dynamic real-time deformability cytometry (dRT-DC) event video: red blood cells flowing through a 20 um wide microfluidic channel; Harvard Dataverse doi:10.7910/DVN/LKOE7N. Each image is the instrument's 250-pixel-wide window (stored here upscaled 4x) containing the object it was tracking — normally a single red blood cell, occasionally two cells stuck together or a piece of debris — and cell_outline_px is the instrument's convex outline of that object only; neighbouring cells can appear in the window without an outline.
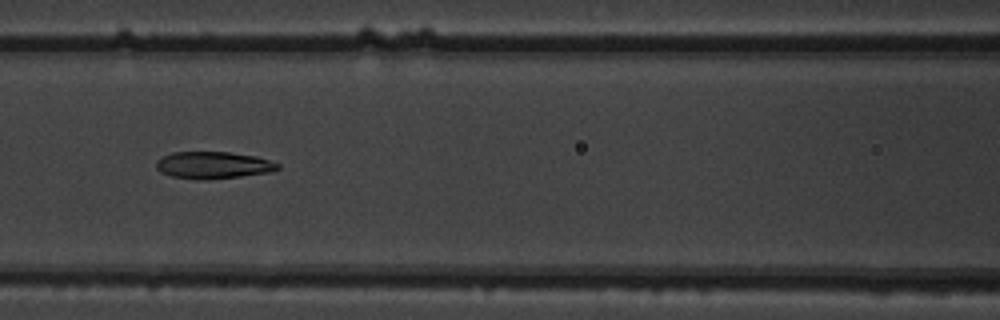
{"species": "common noctule bat (a hibernating species)", "species_latin": "Nyctalus noctula", "temperature_condition": "warm", "stored_images_in_passage": 53, "camera_frame_rate_fps": 3000, "um_per_image_px": 0.085, "animal": {"sex": "male", "body_mass_g": 19.5, "forearm_length_mm": 54.6}, "frame": {"image": 1, "passage_image": 24, "time_ms": 7.667, "image_size_px": [1000, 320], "cell_outline_px": [[280, 168], [272, 172], [240, 176], [200, 180], [196, 180], [172, 176], [160, 172], [156, 168], [156, 160], [160, 156], [172, 152], [228, 152], [256, 156], [280, 164]], "centroid_in_image_um": [18.09, 14.03], "position_along_channel_um": 148.5, "area_um2": 19.25}}
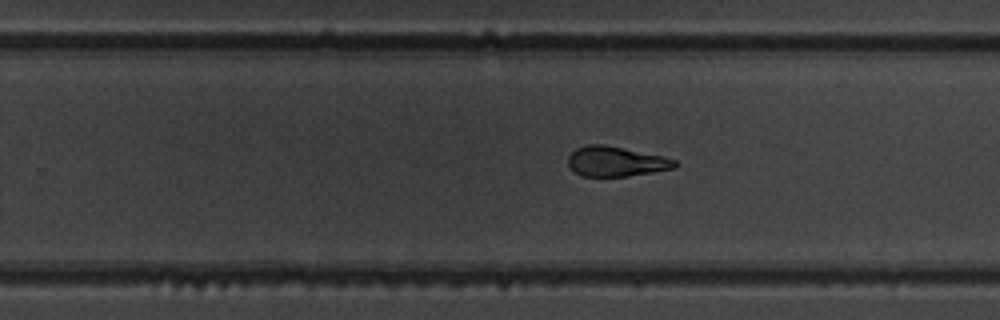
{"frame": {"image": 2, "passage_image": 34, "time_ms": 11.0, "image_size_px": [1000, 320], "cell_outline_px": [[676, 168], [628, 176], [580, 176], [568, 164], [568, 156], [576, 148], [588, 144], [604, 144], [664, 156], [676, 160]], "centroid_in_image_um": [52.36, 13.72], "position_along_channel_um": 277.4, "area_um2": 18.61}}
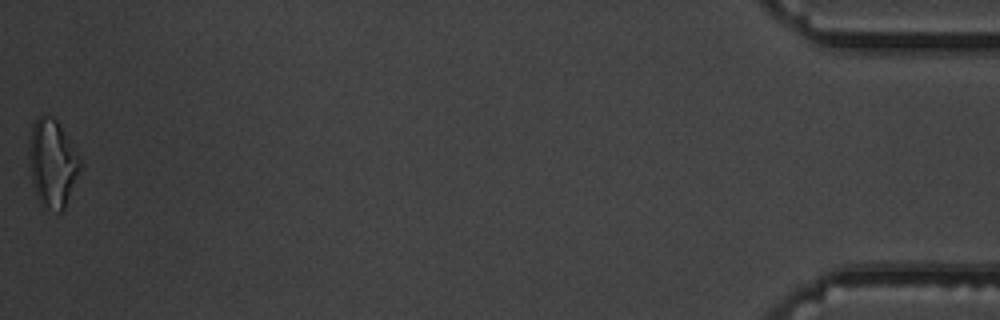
{"frame": {"image": 3, "passage_image": 53, "time_ms": 17.333, "image_size_px": [1000, 320], "cell_outline_px": [[84, 164], [64, 208], [60, 212], [48, 208], [40, 204], [36, 196], [32, 184], [28, 160], [28, 140], [32, 124], [36, 116], [52, 116], [56, 120], [80, 156]], "centroid_in_image_um": [4.44, 13.86], "position_along_channel_um": 430.8, "area_um2": 26.65}, "authors_computed_cell_mechanics": {"area_um2": 20.4612, "velocity_mm_per_s": 3.8901, "shape_relaxation_time_tau1_ms": 8.0566, "shape_relaxation_time_tau2_ms": 2.6095, "deformation_change_tau1": 0.2166, "deformation_change_tau2": 0.1114}}